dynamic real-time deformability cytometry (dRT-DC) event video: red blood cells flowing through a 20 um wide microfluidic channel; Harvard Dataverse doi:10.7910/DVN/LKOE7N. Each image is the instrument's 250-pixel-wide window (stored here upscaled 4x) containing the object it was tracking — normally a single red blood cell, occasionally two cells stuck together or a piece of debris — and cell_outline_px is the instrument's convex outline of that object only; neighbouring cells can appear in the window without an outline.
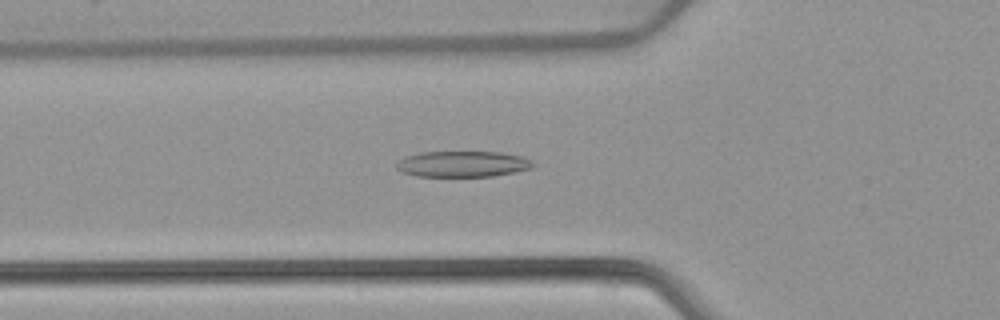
{"species": "common noctule bat (a hibernating species)", "species_latin": "Nyctalus noctula", "temperature_condition": "warm", "stored_images_in_passage": 53, "camera_frame_rate_fps": 3000, "um_per_image_px": 0.085, "animal": {"sex": "female", "body_mass_g": 22.7, "forearm_length_mm": 54.2}, "frame": {"image": 1, "passage_image": 19, "time_ms": 6.0, "image_size_px": [1000, 320], "cell_outline_px": [[536, 164], [532, 168], [516, 172], [492, 176], [416, 176], [400, 172], [396, 168], [396, 164], [404, 156], [420, 152], [504, 152], [524, 156], [532, 160]], "centroid_in_image_um": [39.36, 13.93], "position_along_channel_um": 86.4, "area_um2": 20.92}}
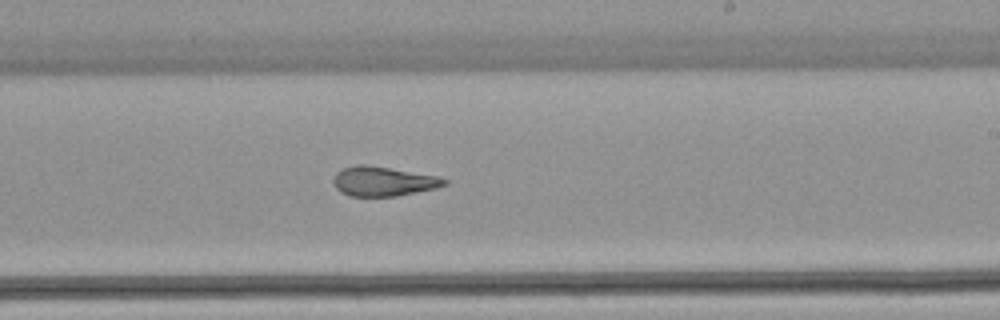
{"frame": {"image": 2, "passage_image": 32, "time_ms": 10.333, "image_size_px": [1000, 320], "cell_outline_px": [[448, 184], [436, 188], [396, 196], [352, 196], [340, 192], [336, 188], [332, 180], [336, 172], [340, 168], [356, 164], [364, 164], [440, 176], [448, 180]], "centroid_in_image_um": [32.56, 15.4], "position_along_channel_um": 256.4, "area_um2": 19.25}}
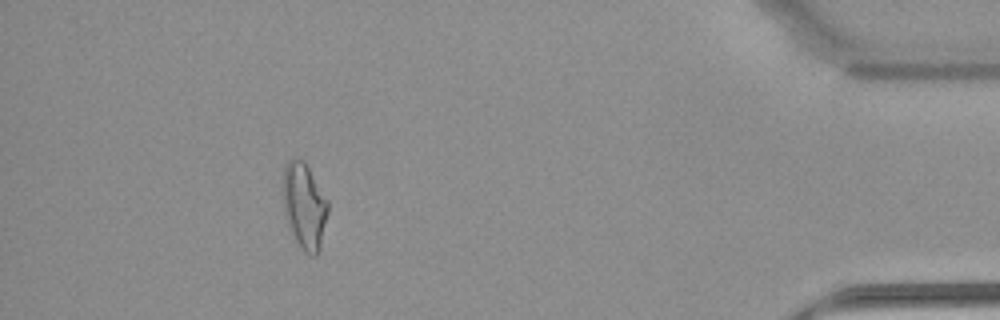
{"frame": {"image": 3, "passage_image": 48, "time_ms": 15.667, "image_size_px": [1000, 320], "cell_outline_px": [[328, 212], [320, 248], [316, 256], [312, 256], [304, 252], [296, 244], [288, 228], [284, 216], [280, 192], [284, 168], [288, 160], [292, 156], [296, 156], [304, 160], [328, 200]], "centroid_in_image_um": [25.81, 17.49], "position_along_channel_um": 409.4, "area_um2": 23.58}, "authors_computed_cell_mechanics": {"area_um2": 20.9236, "velocity_mm_per_s": 3.9185, "shape_relaxation_time_tau1_ms": null, "shape_relaxation_time_tau2_ms": 2.2745, "deformation_change_tau1": null, "deformation_change_tau2": 0.1137}}